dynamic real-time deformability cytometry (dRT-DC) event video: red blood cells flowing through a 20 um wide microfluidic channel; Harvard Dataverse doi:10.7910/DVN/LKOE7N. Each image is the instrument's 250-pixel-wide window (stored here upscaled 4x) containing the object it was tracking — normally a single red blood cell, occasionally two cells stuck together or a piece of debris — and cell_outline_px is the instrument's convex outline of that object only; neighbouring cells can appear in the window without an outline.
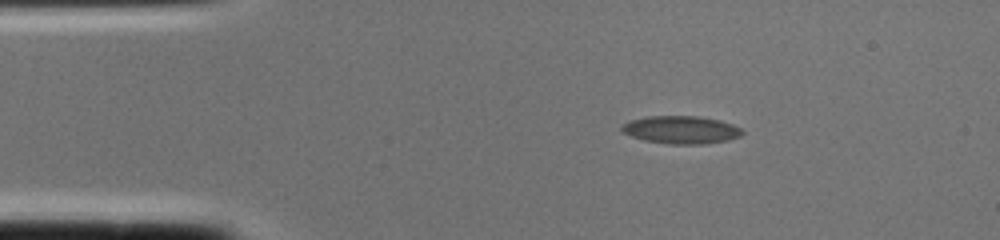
{"species": "common noctule bat (a hibernating species)", "species_latin": "Nyctalus noctula", "temperature_condition": "cold", "stored_images_in_passage": 1, "camera_frame_rate_fps": 3000, "um_per_image_px": 0.085, "animal": {"sex": "female", "body_mass_g": 22.0, "forearm_length_mm": 56.7}, "frame": {"image": 1, "passage_image": 1, "time_ms": 0.0, "image_size_px": [1000, 240], "cell_outline_px": [[744, 132], [740, 136], [728, 140], [704, 144], [668, 144], [644, 140], [620, 132], [620, 124], [628, 120], [648, 116], [700, 116], [720, 120], [732, 124], [740, 128]], "centroid_in_image_um": [57.84, 11.03], "position_along_channel_um": 27.2, "area_um2": 19.77}}